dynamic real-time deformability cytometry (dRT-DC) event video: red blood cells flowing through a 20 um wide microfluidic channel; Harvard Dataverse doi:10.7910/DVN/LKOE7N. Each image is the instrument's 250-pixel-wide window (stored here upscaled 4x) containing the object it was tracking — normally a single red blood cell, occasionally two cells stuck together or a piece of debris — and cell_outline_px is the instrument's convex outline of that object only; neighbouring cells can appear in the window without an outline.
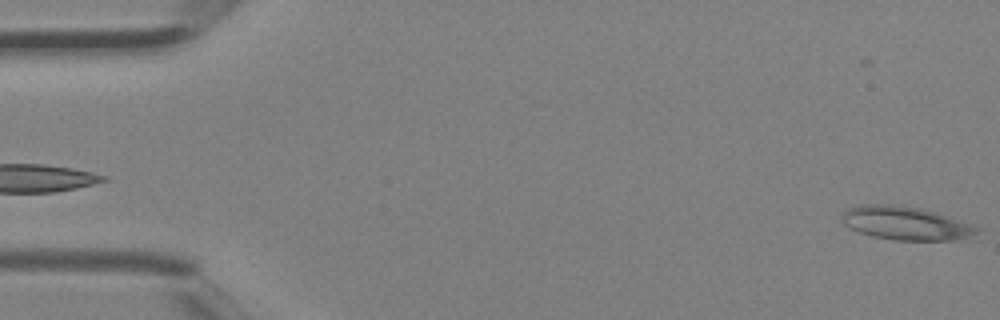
{"species": "Egyptian fruit bat (a non-hibernating species)", "species_latin": "Rousettus aegyptiacus", "temperature_condition": "room temperature", "stored_images_in_passage": 3, "camera_frame_rate_fps": 3000, "um_per_image_px": 0.085, "animal": {"sex": "female"}, "frame": {"image": 1, "passage_image": 3, "time_ms": 0.667, "image_size_px": [1000, 320], "cell_outline_px": [[980, 232], [956, 240], [896, 240], [872, 236], [860, 232], [844, 224], [844, 212], [848, 208], [860, 204], [892, 204], [920, 208], [936, 212], [980, 228]], "centroid_in_image_um": [76.98, 18.97], "position_along_channel_um": 8.0, "area_um2": 25.89}}